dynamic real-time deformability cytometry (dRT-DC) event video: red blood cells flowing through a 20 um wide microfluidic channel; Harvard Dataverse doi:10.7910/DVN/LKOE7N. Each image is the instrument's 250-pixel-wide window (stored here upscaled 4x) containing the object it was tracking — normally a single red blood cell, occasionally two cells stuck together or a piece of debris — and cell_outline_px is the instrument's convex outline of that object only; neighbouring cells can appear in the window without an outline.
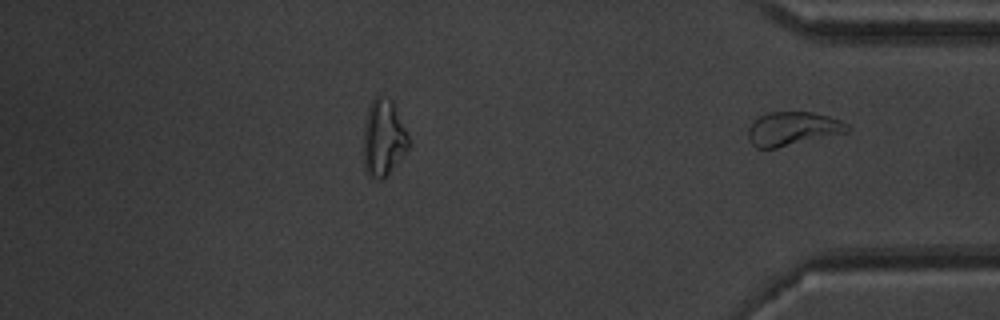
{"species": "common noctule bat (a hibernating species)", "species_latin": "Nyctalus noctula", "temperature_condition": "warm", "stored_images_in_passage": 31, "segment_of_instrument_passage": [2, 2], "camera_frame_rate_fps": 3000, "um_per_image_px": 0.085, "animal": {"sex": "male", "body_mass_g": 20.1, "forearm_length_mm": 53.5}, "frame": {"image": 1, "passage_image": 31, "time_ms": 10.0, "image_size_px": [1000, 320], "cell_outline_px": [[848, 132], [776, 148], [756, 148], [748, 140], [748, 128], [760, 116], [768, 112], [812, 112], [828, 116], [840, 120], [848, 124]], "centroid_in_image_um": [67.37, 10.94], "position_along_channel_um": 367.8, "area_um2": 19.31}}